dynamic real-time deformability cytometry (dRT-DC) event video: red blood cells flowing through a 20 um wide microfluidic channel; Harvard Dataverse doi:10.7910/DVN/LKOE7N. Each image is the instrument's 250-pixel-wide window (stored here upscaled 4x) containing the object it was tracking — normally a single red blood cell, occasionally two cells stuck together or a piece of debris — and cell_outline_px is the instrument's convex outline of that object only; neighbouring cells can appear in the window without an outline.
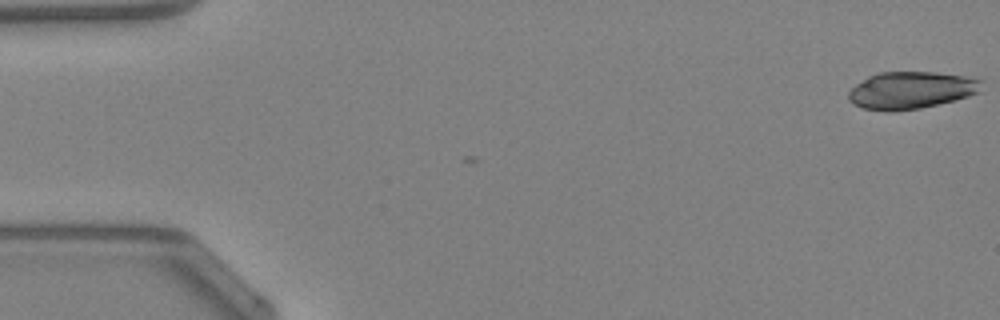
{"species": "Egyptian fruit bat (a non-hibernating species)", "species_latin": "Rousettus aegyptiacus", "temperature_condition": "warm", "stored_images_in_passage": 3, "camera_frame_rate_fps": 3000, "um_per_image_px": 0.085, "animal": {"sex": "female"}, "frame": {"image": 1, "passage_image": 1, "time_ms": 0.0, "image_size_px": [1000, 320], "cell_outline_px": [[984, 80], [980, 92], [968, 96], [920, 108], [892, 112], [884, 112], [860, 108], [852, 104], [848, 100], [848, 92], [856, 84], [868, 76], [880, 72], [936, 72], [964, 76]], "centroid_in_image_um": [77.4, 7.68], "position_along_channel_um": 7.6, "area_um2": 29.07}}